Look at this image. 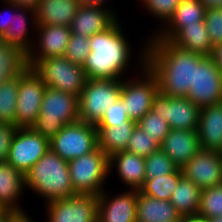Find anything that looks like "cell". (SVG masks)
Returning <instances> with one entry per match:
<instances>
[{"label": "cell", "mask_w": 222, "mask_h": 222, "mask_svg": "<svg viewBox=\"0 0 222 222\" xmlns=\"http://www.w3.org/2000/svg\"><path fill=\"white\" fill-rule=\"evenodd\" d=\"M160 149L182 169L201 150L198 130L171 129Z\"/></svg>", "instance_id": "obj_19"}, {"label": "cell", "mask_w": 222, "mask_h": 222, "mask_svg": "<svg viewBox=\"0 0 222 222\" xmlns=\"http://www.w3.org/2000/svg\"><path fill=\"white\" fill-rule=\"evenodd\" d=\"M172 44L199 55L210 57L212 44L205 22L186 25L180 29L170 40Z\"/></svg>", "instance_id": "obj_27"}, {"label": "cell", "mask_w": 222, "mask_h": 222, "mask_svg": "<svg viewBox=\"0 0 222 222\" xmlns=\"http://www.w3.org/2000/svg\"><path fill=\"white\" fill-rule=\"evenodd\" d=\"M32 69L46 86L78 97L87 81L83 66L64 56L41 59Z\"/></svg>", "instance_id": "obj_8"}, {"label": "cell", "mask_w": 222, "mask_h": 222, "mask_svg": "<svg viewBox=\"0 0 222 222\" xmlns=\"http://www.w3.org/2000/svg\"><path fill=\"white\" fill-rule=\"evenodd\" d=\"M182 222H207V221L200 219L198 217H192V218H183Z\"/></svg>", "instance_id": "obj_48"}, {"label": "cell", "mask_w": 222, "mask_h": 222, "mask_svg": "<svg viewBox=\"0 0 222 222\" xmlns=\"http://www.w3.org/2000/svg\"><path fill=\"white\" fill-rule=\"evenodd\" d=\"M27 68V54L0 39V84L20 75Z\"/></svg>", "instance_id": "obj_30"}, {"label": "cell", "mask_w": 222, "mask_h": 222, "mask_svg": "<svg viewBox=\"0 0 222 222\" xmlns=\"http://www.w3.org/2000/svg\"><path fill=\"white\" fill-rule=\"evenodd\" d=\"M144 47V48H143ZM140 48L139 78L122 79L120 98L131 120L138 122L152 109L154 97L159 92L157 77L145 65L146 46ZM130 79V80H129Z\"/></svg>", "instance_id": "obj_5"}, {"label": "cell", "mask_w": 222, "mask_h": 222, "mask_svg": "<svg viewBox=\"0 0 222 222\" xmlns=\"http://www.w3.org/2000/svg\"><path fill=\"white\" fill-rule=\"evenodd\" d=\"M78 96L46 86L32 128L49 141L65 126L80 121Z\"/></svg>", "instance_id": "obj_4"}, {"label": "cell", "mask_w": 222, "mask_h": 222, "mask_svg": "<svg viewBox=\"0 0 222 222\" xmlns=\"http://www.w3.org/2000/svg\"><path fill=\"white\" fill-rule=\"evenodd\" d=\"M183 176L201 190L222 184V152L201 149L183 167Z\"/></svg>", "instance_id": "obj_16"}, {"label": "cell", "mask_w": 222, "mask_h": 222, "mask_svg": "<svg viewBox=\"0 0 222 222\" xmlns=\"http://www.w3.org/2000/svg\"><path fill=\"white\" fill-rule=\"evenodd\" d=\"M210 58L214 61V63L222 73V42L212 47Z\"/></svg>", "instance_id": "obj_43"}, {"label": "cell", "mask_w": 222, "mask_h": 222, "mask_svg": "<svg viewBox=\"0 0 222 222\" xmlns=\"http://www.w3.org/2000/svg\"><path fill=\"white\" fill-rule=\"evenodd\" d=\"M77 0H40L36 10V25L70 26L79 8Z\"/></svg>", "instance_id": "obj_24"}, {"label": "cell", "mask_w": 222, "mask_h": 222, "mask_svg": "<svg viewBox=\"0 0 222 222\" xmlns=\"http://www.w3.org/2000/svg\"><path fill=\"white\" fill-rule=\"evenodd\" d=\"M170 201L155 199L137 191L136 222H182Z\"/></svg>", "instance_id": "obj_26"}, {"label": "cell", "mask_w": 222, "mask_h": 222, "mask_svg": "<svg viewBox=\"0 0 222 222\" xmlns=\"http://www.w3.org/2000/svg\"><path fill=\"white\" fill-rule=\"evenodd\" d=\"M30 216L26 214L25 211L20 212H10L8 211V222H34Z\"/></svg>", "instance_id": "obj_44"}, {"label": "cell", "mask_w": 222, "mask_h": 222, "mask_svg": "<svg viewBox=\"0 0 222 222\" xmlns=\"http://www.w3.org/2000/svg\"><path fill=\"white\" fill-rule=\"evenodd\" d=\"M187 98L200 108L222 103V73L210 57L195 66L194 85Z\"/></svg>", "instance_id": "obj_14"}, {"label": "cell", "mask_w": 222, "mask_h": 222, "mask_svg": "<svg viewBox=\"0 0 222 222\" xmlns=\"http://www.w3.org/2000/svg\"><path fill=\"white\" fill-rule=\"evenodd\" d=\"M201 189L183 177L171 195L170 202L182 218L197 217Z\"/></svg>", "instance_id": "obj_29"}, {"label": "cell", "mask_w": 222, "mask_h": 222, "mask_svg": "<svg viewBox=\"0 0 222 222\" xmlns=\"http://www.w3.org/2000/svg\"><path fill=\"white\" fill-rule=\"evenodd\" d=\"M6 210L0 205V216H2Z\"/></svg>", "instance_id": "obj_51"}, {"label": "cell", "mask_w": 222, "mask_h": 222, "mask_svg": "<svg viewBox=\"0 0 222 222\" xmlns=\"http://www.w3.org/2000/svg\"><path fill=\"white\" fill-rule=\"evenodd\" d=\"M71 183L76 194L98 196L109 174V157L97 147L94 151L68 161Z\"/></svg>", "instance_id": "obj_6"}, {"label": "cell", "mask_w": 222, "mask_h": 222, "mask_svg": "<svg viewBox=\"0 0 222 222\" xmlns=\"http://www.w3.org/2000/svg\"><path fill=\"white\" fill-rule=\"evenodd\" d=\"M25 188V175L6 160H0V205L6 211H24L19 204V198Z\"/></svg>", "instance_id": "obj_23"}, {"label": "cell", "mask_w": 222, "mask_h": 222, "mask_svg": "<svg viewBox=\"0 0 222 222\" xmlns=\"http://www.w3.org/2000/svg\"><path fill=\"white\" fill-rule=\"evenodd\" d=\"M152 110L166 118L170 129H198L201 108L187 97H170L158 92Z\"/></svg>", "instance_id": "obj_13"}, {"label": "cell", "mask_w": 222, "mask_h": 222, "mask_svg": "<svg viewBox=\"0 0 222 222\" xmlns=\"http://www.w3.org/2000/svg\"><path fill=\"white\" fill-rule=\"evenodd\" d=\"M35 32H38V37L36 36L35 45L27 55L29 68L41 59L64 56L72 34L69 26L37 25Z\"/></svg>", "instance_id": "obj_15"}, {"label": "cell", "mask_w": 222, "mask_h": 222, "mask_svg": "<svg viewBox=\"0 0 222 222\" xmlns=\"http://www.w3.org/2000/svg\"><path fill=\"white\" fill-rule=\"evenodd\" d=\"M30 14V15H29ZM29 16L31 20V26L34 30L36 28V17L35 10L29 8H17L12 13V21L8 30L3 36L0 38L4 43L9 45H14L20 48L27 55L33 48L35 40L32 41L33 38L30 37L28 31L27 17ZM30 37V38H29Z\"/></svg>", "instance_id": "obj_25"}, {"label": "cell", "mask_w": 222, "mask_h": 222, "mask_svg": "<svg viewBox=\"0 0 222 222\" xmlns=\"http://www.w3.org/2000/svg\"><path fill=\"white\" fill-rule=\"evenodd\" d=\"M122 79H87L78 97L80 121L97 125L108 110L120 99Z\"/></svg>", "instance_id": "obj_7"}, {"label": "cell", "mask_w": 222, "mask_h": 222, "mask_svg": "<svg viewBox=\"0 0 222 222\" xmlns=\"http://www.w3.org/2000/svg\"><path fill=\"white\" fill-rule=\"evenodd\" d=\"M19 8H29L36 10L40 0H6Z\"/></svg>", "instance_id": "obj_45"}, {"label": "cell", "mask_w": 222, "mask_h": 222, "mask_svg": "<svg viewBox=\"0 0 222 222\" xmlns=\"http://www.w3.org/2000/svg\"><path fill=\"white\" fill-rule=\"evenodd\" d=\"M121 28L118 19L107 30L90 37V53L83 64L87 79L117 80L128 72L134 52Z\"/></svg>", "instance_id": "obj_2"}, {"label": "cell", "mask_w": 222, "mask_h": 222, "mask_svg": "<svg viewBox=\"0 0 222 222\" xmlns=\"http://www.w3.org/2000/svg\"><path fill=\"white\" fill-rule=\"evenodd\" d=\"M137 1H139V0H137ZM145 1H146V0H140L139 3H142V4H143Z\"/></svg>", "instance_id": "obj_52"}, {"label": "cell", "mask_w": 222, "mask_h": 222, "mask_svg": "<svg viewBox=\"0 0 222 222\" xmlns=\"http://www.w3.org/2000/svg\"><path fill=\"white\" fill-rule=\"evenodd\" d=\"M205 6L200 0H181L168 22L155 30L153 35L157 39L169 41L180 29L186 25L203 22L205 18Z\"/></svg>", "instance_id": "obj_21"}, {"label": "cell", "mask_w": 222, "mask_h": 222, "mask_svg": "<svg viewBox=\"0 0 222 222\" xmlns=\"http://www.w3.org/2000/svg\"><path fill=\"white\" fill-rule=\"evenodd\" d=\"M222 215V184L202 189L197 217L203 220Z\"/></svg>", "instance_id": "obj_33"}, {"label": "cell", "mask_w": 222, "mask_h": 222, "mask_svg": "<svg viewBox=\"0 0 222 222\" xmlns=\"http://www.w3.org/2000/svg\"><path fill=\"white\" fill-rule=\"evenodd\" d=\"M19 75L0 84V122L15 126Z\"/></svg>", "instance_id": "obj_32"}, {"label": "cell", "mask_w": 222, "mask_h": 222, "mask_svg": "<svg viewBox=\"0 0 222 222\" xmlns=\"http://www.w3.org/2000/svg\"><path fill=\"white\" fill-rule=\"evenodd\" d=\"M183 177V171L179 168L176 172L165 176L145 179L144 185L139 191L155 199L170 201L173 191Z\"/></svg>", "instance_id": "obj_31"}, {"label": "cell", "mask_w": 222, "mask_h": 222, "mask_svg": "<svg viewBox=\"0 0 222 222\" xmlns=\"http://www.w3.org/2000/svg\"><path fill=\"white\" fill-rule=\"evenodd\" d=\"M137 126L160 144L171 130L166 118L156 114L152 109L137 122Z\"/></svg>", "instance_id": "obj_36"}, {"label": "cell", "mask_w": 222, "mask_h": 222, "mask_svg": "<svg viewBox=\"0 0 222 222\" xmlns=\"http://www.w3.org/2000/svg\"><path fill=\"white\" fill-rule=\"evenodd\" d=\"M89 40L90 38L88 37L72 33L64 57L83 66L90 53Z\"/></svg>", "instance_id": "obj_37"}, {"label": "cell", "mask_w": 222, "mask_h": 222, "mask_svg": "<svg viewBox=\"0 0 222 222\" xmlns=\"http://www.w3.org/2000/svg\"><path fill=\"white\" fill-rule=\"evenodd\" d=\"M0 222H8V211H6L2 216H0Z\"/></svg>", "instance_id": "obj_50"}, {"label": "cell", "mask_w": 222, "mask_h": 222, "mask_svg": "<svg viewBox=\"0 0 222 222\" xmlns=\"http://www.w3.org/2000/svg\"><path fill=\"white\" fill-rule=\"evenodd\" d=\"M48 222H98V196L80 195L46 204Z\"/></svg>", "instance_id": "obj_12"}, {"label": "cell", "mask_w": 222, "mask_h": 222, "mask_svg": "<svg viewBox=\"0 0 222 222\" xmlns=\"http://www.w3.org/2000/svg\"><path fill=\"white\" fill-rule=\"evenodd\" d=\"M179 167L161 149L145 157V179L174 173Z\"/></svg>", "instance_id": "obj_34"}, {"label": "cell", "mask_w": 222, "mask_h": 222, "mask_svg": "<svg viewBox=\"0 0 222 222\" xmlns=\"http://www.w3.org/2000/svg\"><path fill=\"white\" fill-rule=\"evenodd\" d=\"M107 193L104 189L98 195V222H136L137 190L117 193L114 197Z\"/></svg>", "instance_id": "obj_17"}, {"label": "cell", "mask_w": 222, "mask_h": 222, "mask_svg": "<svg viewBox=\"0 0 222 222\" xmlns=\"http://www.w3.org/2000/svg\"><path fill=\"white\" fill-rule=\"evenodd\" d=\"M16 129L14 125L0 122V160L7 159L11 139Z\"/></svg>", "instance_id": "obj_41"}, {"label": "cell", "mask_w": 222, "mask_h": 222, "mask_svg": "<svg viewBox=\"0 0 222 222\" xmlns=\"http://www.w3.org/2000/svg\"><path fill=\"white\" fill-rule=\"evenodd\" d=\"M46 85L32 68L19 75L15 127H32L39 116Z\"/></svg>", "instance_id": "obj_11"}, {"label": "cell", "mask_w": 222, "mask_h": 222, "mask_svg": "<svg viewBox=\"0 0 222 222\" xmlns=\"http://www.w3.org/2000/svg\"><path fill=\"white\" fill-rule=\"evenodd\" d=\"M137 122L129 120L113 126H96L98 131V147L110 157L112 154L125 151Z\"/></svg>", "instance_id": "obj_28"}, {"label": "cell", "mask_w": 222, "mask_h": 222, "mask_svg": "<svg viewBox=\"0 0 222 222\" xmlns=\"http://www.w3.org/2000/svg\"><path fill=\"white\" fill-rule=\"evenodd\" d=\"M77 1L79 5H86V6L95 5V6H100L103 8H109L116 14V11H114V9H111V7H109L110 5L108 6L106 5L107 4L106 0H77Z\"/></svg>", "instance_id": "obj_46"}, {"label": "cell", "mask_w": 222, "mask_h": 222, "mask_svg": "<svg viewBox=\"0 0 222 222\" xmlns=\"http://www.w3.org/2000/svg\"><path fill=\"white\" fill-rule=\"evenodd\" d=\"M206 9L222 8V0H200Z\"/></svg>", "instance_id": "obj_47"}, {"label": "cell", "mask_w": 222, "mask_h": 222, "mask_svg": "<svg viewBox=\"0 0 222 222\" xmlns=\"http://www.w3.org/2000/svg\"><path fill=\"white\" fill-rule=\"evenodd\" d=\"M116 165V166H115ZM129 190L139 191L145 182V157L119 151L109 157V172L114 170Z\"/></svg>", "instance_id": "obj_20"}, {"label": "cell", "mask_w": 222, "mask_h": 222, "mask_svg": "<svg viewBox=\"0 0 222 222\" xmlns=\"http://www.w3.org/2000/svg\"><path fill=\"white\" fill-rule=\"evenodd\" d=\"M117 20L118 15L109 8L80 5L69 27L72 33L90 38L107 30Z\"/></svg>", "instance_id": "obj_18"}, {"label": "cell", "mask_w": 222, "mask_h": 222, "mask_svg": "<svg viewBox=\"0 0 222 222\" xmlns=\"http://www.w3.org/2000/svg\"><path fill=\"white\" fill-rule=\"evenodd\" d=\"M206 221L207 222H222V215L217 216V217H213V218H209Z\"/></svg>", "instance_id": "obj_49"}, {"label": "cell", "mask_w": 222, "mask_h": 222, "mask_svg": "<svg viewBox=\"0 0 222 222\" xmlns=\"http://www.w3.org/2000/svg\"><path fill=\"white\" fill-rule=\"evenodd\" d=\"M148 39L144 44L145 65L157 77L159 92L170 97H187L191 85H194L195 66L205 56L157 39L154 35Z\"/></svg>", "instance_id": "obj_1"}, {"label": "cell", "mask_w": 222, "mask_h": 222, "mask_svg": "<svg viewBox=\"0 0 222 222\" xmlns=\"http://www.w3.org/2000/svg\"><path fill=\"white\" fill-rule=\"evenodd\" d=\"M25 187L48 202L77 195L74 192L68 161L49 149L25 174Z\"/></svg>", "instance_id": "obj_3"}, {"label": "cell", "mask_w": 222, "mask_h": 222, "mask_svg": "<svg viewBox=\"0 0 222 222\" xmlns=\"http://www.w3.org/2000/svg\"><path fill=\"white\" fill-rule=\"evenodd\" d=\"M1 1H2L1 3L4 2V4L8 7H5L7 9L6 12L3 11L2 13L3 15L0 14V38L3 36V34L7 32L8 27L10 26V23L12 21V13H13L12 11H15L18 8L17 6H15L12 3H9L6 0H1Z\"/></svg>", "instance_id": "obj_42"}, {"label": "cell", "mask_w": 222, "mask_h": 222, "mask_svg": "<svg viewBox=\"0 0 222 222\" xmlns=\"http://www.w3.org/2000/svg\"><path fill=\"white\" fill-rule=\"evenodd\" d=\"M131 120L124 107L121 98L116 101L108 110L105 111L100 122L96 126H113V124H122Z\"/></svg>", "instance_id": "obj_40"}, {"label": "cell", "mask_w": 222, "mask_h": 222, "mask_svg": "<svg viewBox=\"0 0 222 222\" xmlns=\"http://www.w3.org/2000/svg\"><path fill=\"white\" fill-rule=\"evenodd\" d=\"M160 150V143L136 125L129 139L126 151L147 157Z\"/></svg>", "instance_id": "obj_35"}, {"label": "cell", "mask_w": 222, "mask_h": 222, "mask_svg": "<svg viewBox=\"0 0 222 222\" xmlns=\"http://www.w3.org/2000/svg\"><path fill=\"white\" fill-rule=\"evenodd\" d=\"M204 22L212 46L222 42V8L206 9Z\"/></svg>", "instance_id": "obj_39"}, {"label": "cell", "mask_w": 222, "mask_h": 222, "mask_svg": "<svg viewBox=\"0 0 222 222\" xmlns=\"http://www.w3.org/2000/svg\"><path fill=\"white\" fill-rule=\"evenodd\" d=\"M98 147L95 125L77 121L65 125L51 140L50 149L63 160L70 161L94 151Z\"/></svg>", "instance_id": "obj_9"}, {"label": "cell", "mask_w": 222, "mask_h": 222, "mask_svg": "<svg viewBox=\"0 0 222 222\" xmlns=\"http://www.w3.org/2000/svg\"><path fill=\"white\" fill-rule=\"evenodd\" d=\"M197 130L201 149L222 152V103L201 108Z\"/></svg>", "instance_id": "obj_22"}, {"label": "cell", "mask_w": 222, "mask_h": 222, "mask_svg": "<svg viewBox=\"0 0 222 222\" xmlns=\"http://www.w3.org/2000/svg\"><path fill=\"white\" fill-rule=\"evenodd\" d=\"M180 1L181 0H146L142 5L143 9L145 8L151 16L162 21L161 28L172 17Z\"/></svg>", "instance_id": "obj_38"}, {"label": "cell", "mask_w": 222, "mask_h": 222, "mask_svg": "<svg viewBox=\"0 0 222 222\" xmlns=\"http://www.w3.org/2000/svg\"><path fill=\"white\" fill-rule=\"evenodd\" d=\"M49 149L50 141L32 127L17 128L6 161L25 175Z\"/></svg>", "instance_id": "obj_10"}]
</instances>
